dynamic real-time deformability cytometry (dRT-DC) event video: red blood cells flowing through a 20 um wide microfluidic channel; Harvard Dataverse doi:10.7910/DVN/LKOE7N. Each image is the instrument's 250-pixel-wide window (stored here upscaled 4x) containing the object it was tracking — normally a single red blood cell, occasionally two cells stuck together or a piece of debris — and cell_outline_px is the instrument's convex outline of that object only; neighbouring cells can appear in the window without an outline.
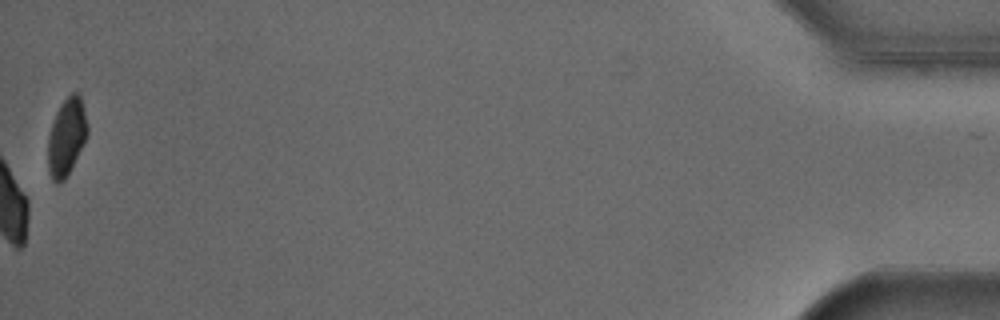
{"species": "Egyptian fruit bat (a non-hibernating species)", "species_latin": "Rousettus aegyptiacus", "temperature_condition": "cold", "stored_images_in_passage": 53, "camera_frame_rate_fps": 3000, "um_per_image_px": 0.085, "animal": {"sex": "male"}, "frame": {"image": 1, "passage_image": 53, "time_ms": 17.333, "image_size_px": [1000, 320], "cell_outline_px": [[88, 132], [84, 144], [64, 180], [52, 180], [48, 168], [48, 136], [52, 120], [60, 104], [72, 92], [76, 92], [80, 96], [88, 128]], "centroid_in_image_um": [5.64, 11.6], "position_along_channel_um": 429.6, "area_um2": 17.51}, "authors_computed_cell_mechanics": {"area_um2": 27.744, "velocity_mm_per_s": 3.8492, "shape_relaxation_time_tau1_ms": 2.1261, "shape_relaxation_time_tau2_ms": null, "deformation_change_tau1": 0.0616, "deformation_change_tau2": null}}